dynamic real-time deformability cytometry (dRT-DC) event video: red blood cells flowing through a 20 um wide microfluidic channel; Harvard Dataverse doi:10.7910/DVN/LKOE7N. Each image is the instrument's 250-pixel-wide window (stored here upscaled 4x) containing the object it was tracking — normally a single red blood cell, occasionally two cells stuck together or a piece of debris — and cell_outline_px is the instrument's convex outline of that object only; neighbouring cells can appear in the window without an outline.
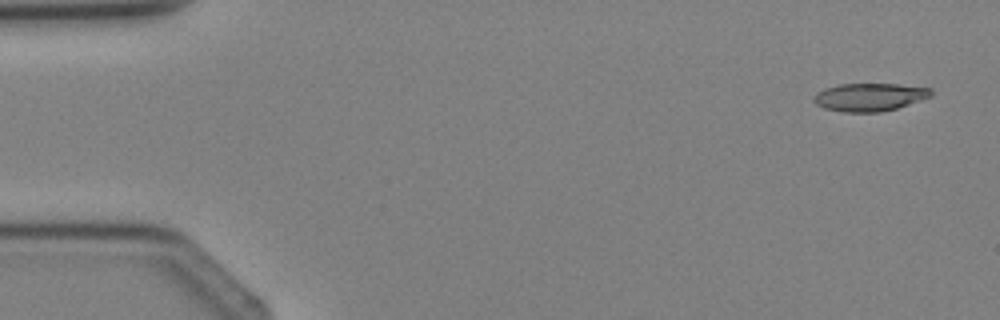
{"species": "Egyptian fruit bat (a non-hibernating species)", "species_latin": "Rousettus aegyptiacus", "temperature_condition": "cold", "stored_images_in_passage": 3, "camera_frame_rate_fps": 3000, "um_per_image_px": 0.085, "animal": {"sex": "female"}, "frame": {"image": 1, "passage_image": 1, "time_ms": 0.0, "image_size_px": [1000, 320], "cell_outline_px": [[932, 96], [896, 108], [880, 112], [844, 112], [824, 108], [816, 104], [812, 100], [812, 96], [816, 92], [824, 88], [840, 84], [900, 84], [932, 88]], "centroid_in_image_um": [73.88, 8.24], "position_along_channel_um": 11.1, "area_um2": 19.19}}